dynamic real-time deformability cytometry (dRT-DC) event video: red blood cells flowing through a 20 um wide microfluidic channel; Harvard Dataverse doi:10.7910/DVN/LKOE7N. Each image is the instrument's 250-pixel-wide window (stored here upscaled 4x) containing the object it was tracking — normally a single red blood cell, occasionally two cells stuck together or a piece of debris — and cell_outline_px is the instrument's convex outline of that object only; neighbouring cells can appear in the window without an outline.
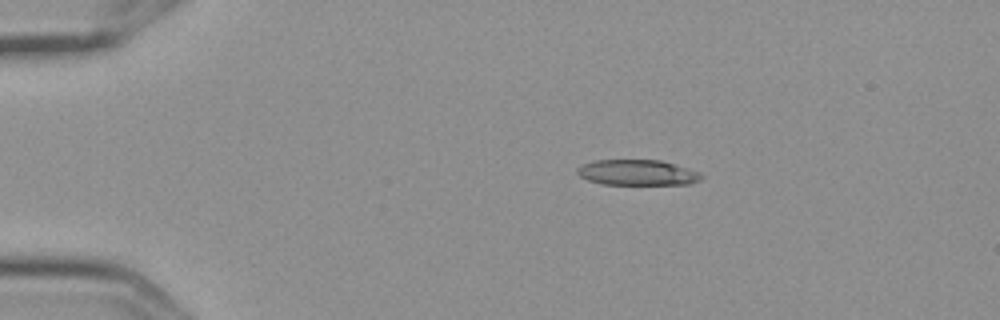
{"species": "Egyptian fruit bat (a non-hibernating species)", "species_latin": "Rousettus aegyptiacus", "temperature_condition": "cold", "stored_images_in_passage": 4, "camera_frame_rate_fps": 3000, "um_per_image_px": 0.085, "frame": {"image": 1, "passage_image": 2, "time_ms": 0.333, "image_size_px": [1000, 320], "cell_outline_px": [[704, 176], [700, 180], [692, 184], [600, 184], [588, 180], [580, 176], [576, 172], [576, 168], [584, 164], [596, 160], [660, 160], [688, 168], [700, 172]], "centroid_in_image_um": [54.19, 14.67], "position_along_channel_um": 30.8, "area_um2": 18.5}}